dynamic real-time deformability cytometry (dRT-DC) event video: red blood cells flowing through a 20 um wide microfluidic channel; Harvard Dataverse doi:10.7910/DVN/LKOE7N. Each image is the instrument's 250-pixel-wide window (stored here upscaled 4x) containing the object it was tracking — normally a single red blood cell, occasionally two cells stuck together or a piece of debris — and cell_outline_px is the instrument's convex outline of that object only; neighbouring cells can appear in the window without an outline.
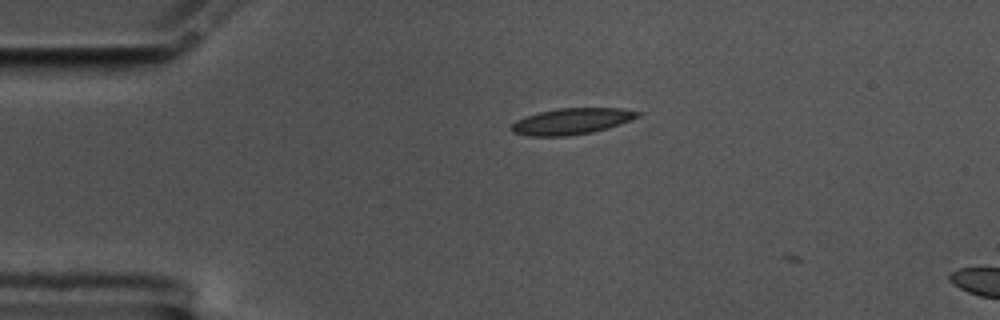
{"species": "common noctule bat (a hibernating species)", "species_latin": "Nyctalus noctula", "temperature_condition": "cold", "stored_images_in_passage": 2, "camera_frame_rate_fps": 3000, "um_per_image_px": 0.085, "animal": {"sex": "male", "body_mass_g": 17.5, "forearm_length_mm": 52.3}, "frame": {"image": 1, "passage_image": 1, "time_ms": 0.0, "image_size_px": [1000, 320], "cell_outline_px": [[644, 112], [640, 116], [620, 124], [608, 128], [592, 132], [568, 136], [528, 136], [512, 132], [508, 128], [516, 120], [540, 112], [560, 108], [620, 108]], "centroid_in_image_um": [48.61, 10.31], "position_along_channel_um": 36.4, "area_um2": 19.31}}